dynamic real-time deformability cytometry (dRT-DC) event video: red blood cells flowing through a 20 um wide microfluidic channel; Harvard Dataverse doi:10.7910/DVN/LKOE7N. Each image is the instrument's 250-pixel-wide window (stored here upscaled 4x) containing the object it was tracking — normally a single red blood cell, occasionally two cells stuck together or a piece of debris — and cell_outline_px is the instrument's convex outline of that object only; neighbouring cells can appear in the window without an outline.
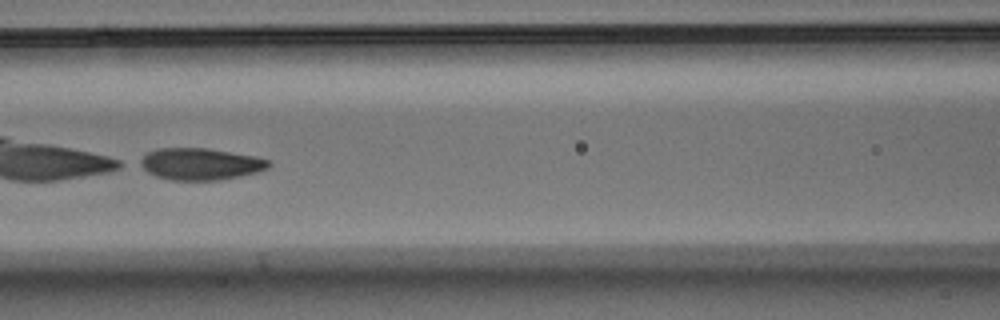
{"species": "Egyptian fruit bat (a non-hibernating species)", "species_latin": "Rousettus aegyptiacus", "temperature_condition": "warm", "stored_images_in_passage": 52, "camera_frame_rate_fps": 3000, "um_per_image_px": 0.085, "animal": {"sex": "male"}, "frame": {"image": 1, "passage_image": 23, "time_ms": 7.333, "image_size_px": [1000, 320], "cell_outline_px": [[272, 164], [268, 168], [256, 172], [240, 176], [220, 180], [168, 180], [156, 176], [148, 172], [136, 164], [136, 160], [148, 152], [160, 148], [208, 148], [256, 156], [272, 160]], "centroid_in_image_um": [17.01, 13.93], "position_along_channel_um": 149.6, "area_um2": 24.22}}
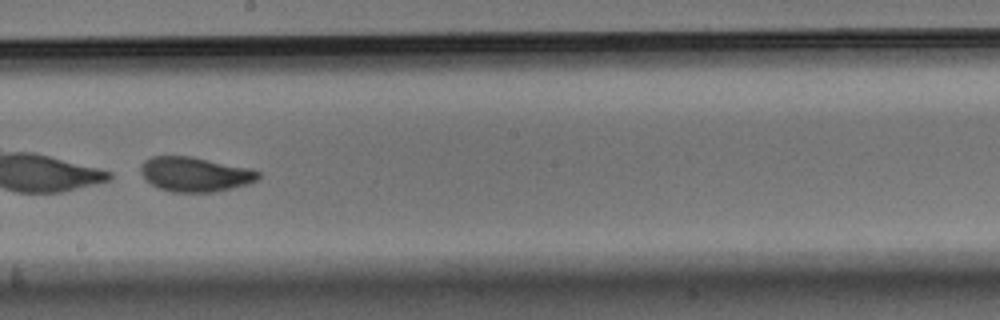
{"frame": {"image": 2, "passage_image": 30, "time_ms": 9.667, "image_size_px": [1000, 320], "cell_outline_px": [[260, 176], [256, 180], [248, 184], [216, 192], [172, 192], [160, 188], [144, 180], [140, 172], [140, 164], [144, 160], [152, 156], [192, 156], [248, 168], [260, 172]], "centroid_in_image_um": [16.53, 14.81], "position_along_channel_um": 231.7, "area_um2": 23.81}}
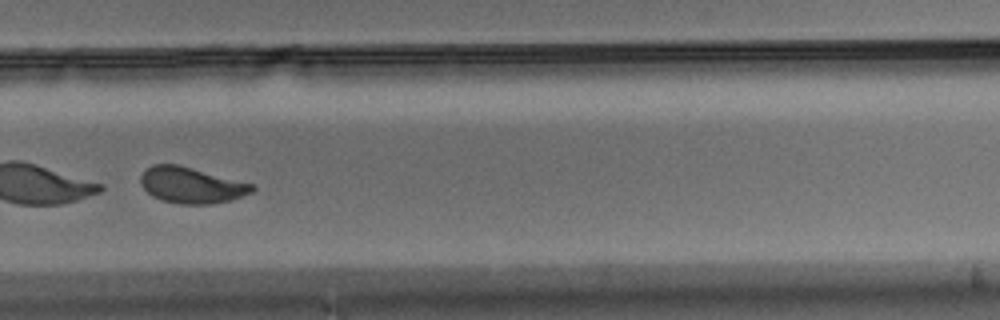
{"frame": {"image": 3, "passage_image": 37, "time_ms": 12.0, "image_size_px": [1000, 320], "cell_outline_px": [[256, 188], [252, 192], [232, 200], [208, 204], [180, 204], [160, 200], [152, 196], [140, 184], [140, 176], [152, 164], [180, 164], [256, 184]], "centroid_in_image_um": [16.3, 15.73], "position_along_channel_um": 313.5, "area_um2": 23.76}}